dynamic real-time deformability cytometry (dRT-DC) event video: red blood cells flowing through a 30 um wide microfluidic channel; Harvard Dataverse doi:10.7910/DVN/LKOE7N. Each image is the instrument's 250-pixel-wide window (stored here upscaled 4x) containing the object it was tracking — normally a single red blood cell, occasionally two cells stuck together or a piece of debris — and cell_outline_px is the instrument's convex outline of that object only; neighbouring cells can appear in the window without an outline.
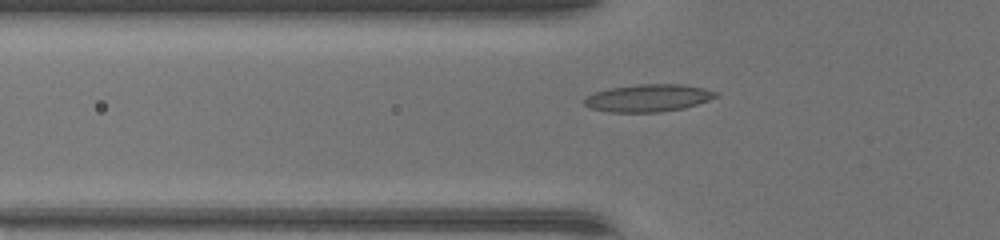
{"species": "common noctule bat (a hibernating species)", "species_latin": "Nyctalus noctula", "temperature_condition": "warm", "stored_images_in_passage": 32, "camera_frame_rate_fps": 3000, "um_per_image_px": 0.085, "animal": {"sex": "female", "body_mass_g": 17.0, "forearm_length_mm": 48.0}, "frame": {"image": 1, "passage_image": 3, "time_ms": 0.667, "image_size_px": [1000, 240], "cell_outline_px": [[720, 96], [684, 108], [660, 112], [608, 112], [592, 108], [584, 104], [580, 100], [584, 96], [592, 92], [608, 88], [636, 84], [684, 84], [704, 88], [720, 92]], "centroid_in_image_um": [55.07, 8.32], "position_along_channel_um": 70.7, "area_um2": 21.44}}
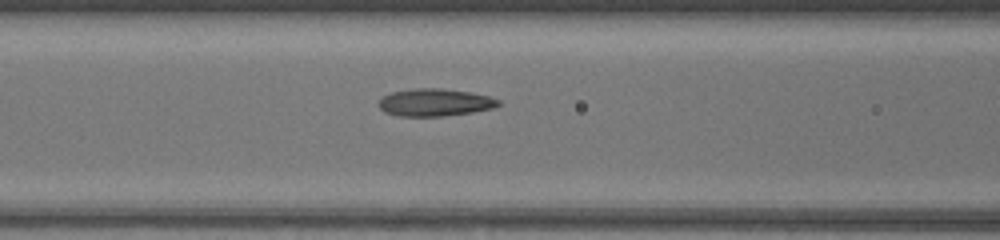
{"frame": {"image": 2, "passage_image": 7, "time_ms": 2.0, "image_size_px": [1000, 240], "cell_outline_px": [[500, 104], [492, 108], [472, 112], [444, 116], [396, 116], [384, 112], [376, 104], [380, 96], [392, 92], [416, 88], [440, 88], [472, 92], [488, 96], [500, 100]], "centroid_in_image_um": [36.9, 8.7], "position_along_channel_um": 129.7, "area_um2": 19.36}}
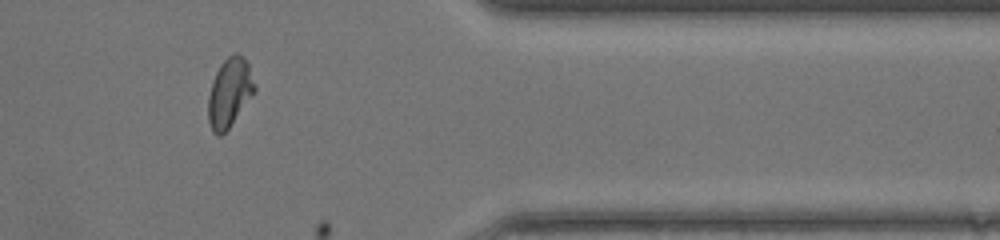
{"frame": {"image": 3, "passage_image": 26, "time_ms": 8.333, "image_size_px": [1000, 240], "cell_outline_px": [[256, 92], [228, 128], [220, 136], [216, 136], [212, 132], [208, 120], [208, 96], [212, 80], [220, 64], [232, 52], [236, 52], [244, 56], [248, 64], [256, 84]], "centroid_in_image_um": [19.52, 7.85], "position_along_channel_um": 391.9, "area_um2": 18.96}}